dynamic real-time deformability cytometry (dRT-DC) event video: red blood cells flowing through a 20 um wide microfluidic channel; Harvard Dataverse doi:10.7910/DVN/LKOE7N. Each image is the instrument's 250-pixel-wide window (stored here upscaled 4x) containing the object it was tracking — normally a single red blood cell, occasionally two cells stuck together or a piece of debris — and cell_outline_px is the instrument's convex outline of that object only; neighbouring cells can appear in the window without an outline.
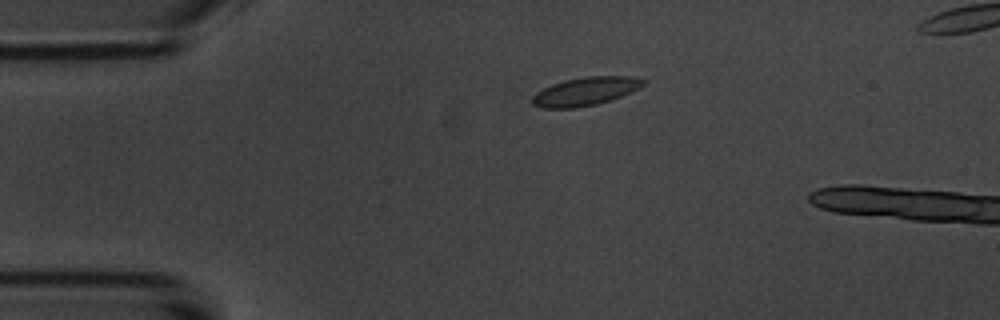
{"species": "common noctule bat (a hibernating species)", "species_latin": "Nyctalus noctula", "temperature_condition": "room temperature", "stored_images_in_passage": 5, "camera_frame_rate_fps": 3000, "um_per_image_px": 0.085, "animal": {"sex": "male", "body_mass_g": 20.1, "forearm_length_mm": 53.5}, "frame": {"image": 1, "passage_image": 3, "time_ms": 2.333, "image_size_px": [1000, 320], "cell_outline_px": [[648, 80], [640, 88], [620, 96], [596, 104], [576, 108], [544, 108], [532, 104], [532, 96], [536, 92], [552, 84], [564, 80], [584, 76], [632, 76]], "centroid_in_image_um": [49.76, 7.75], "position_along_channel_um": 35.2, "area_um2": 18.32}}